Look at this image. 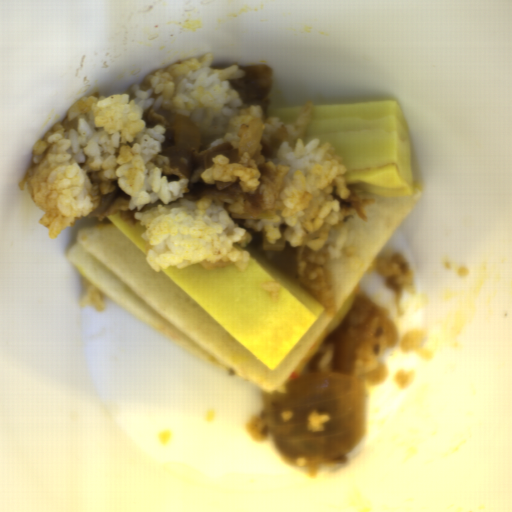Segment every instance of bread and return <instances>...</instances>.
<instances>
[{
	"mask_svg": "<svg viewBox=\"0 0 512 512\" xmlns=\"http://www.w3.org/2000/svg\"><path fill=\"white\" fill-rule=\"evenodd\" d=\"M407 197H381L356 190L357 197L374 200L365 205L364 222L356 212L347 230L361 263L357 270L339 262L327 268L337 310L321 316L274 369L267 366L215 321L163 271L154 272L148 256L111 220L84 226L67 260L106 297L194 351L225 372L271 393L283 387L352 294L377 255L421 199L412 185Z\"/></svg>",
	"mask_w": 512,
	"mask_h": 512,
	"instance_id": "obj_1",
	"label": "bread"
}]
</instances>
